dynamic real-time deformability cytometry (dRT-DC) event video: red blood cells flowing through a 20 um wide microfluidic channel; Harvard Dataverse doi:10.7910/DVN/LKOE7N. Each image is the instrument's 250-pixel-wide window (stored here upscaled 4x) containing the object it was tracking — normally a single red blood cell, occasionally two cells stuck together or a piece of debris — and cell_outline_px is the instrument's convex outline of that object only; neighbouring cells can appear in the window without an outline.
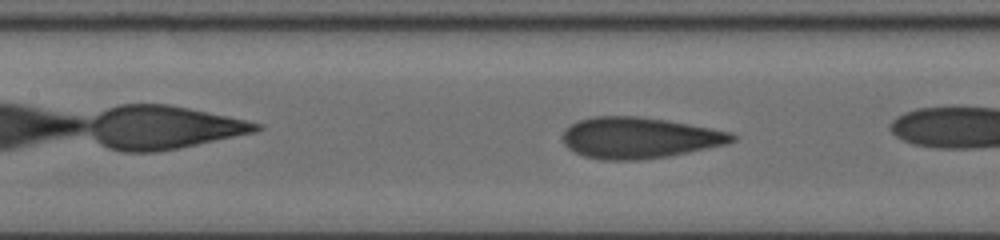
{"species": "human", "species_latin": "Homo sapiens", "temperature_condition": "cold", "stored_images_in_passage": 29, "camera_frame_rate_fps": 3000, "um_per_image_px": 0.085, "donor": {"sex": "female"}, "frame": {"image": 1, "passage_image": 9, "time_ms": 2.667, "image_size_px": [1000, 240], "cell_outline_px": [[736, 140], [728, 144], [668, 156], [636, 160], [604, 160], [584, 156], [568, 148], [564, 144], [564, 128], [580, 120], [596, 116], [636, 116], [668, 120], [732, 132], [736, 136]], "centroid_in_image_um": [54.36, 11.71], "position_along_channel_um": 153.0, "area_um2": 40.46}}